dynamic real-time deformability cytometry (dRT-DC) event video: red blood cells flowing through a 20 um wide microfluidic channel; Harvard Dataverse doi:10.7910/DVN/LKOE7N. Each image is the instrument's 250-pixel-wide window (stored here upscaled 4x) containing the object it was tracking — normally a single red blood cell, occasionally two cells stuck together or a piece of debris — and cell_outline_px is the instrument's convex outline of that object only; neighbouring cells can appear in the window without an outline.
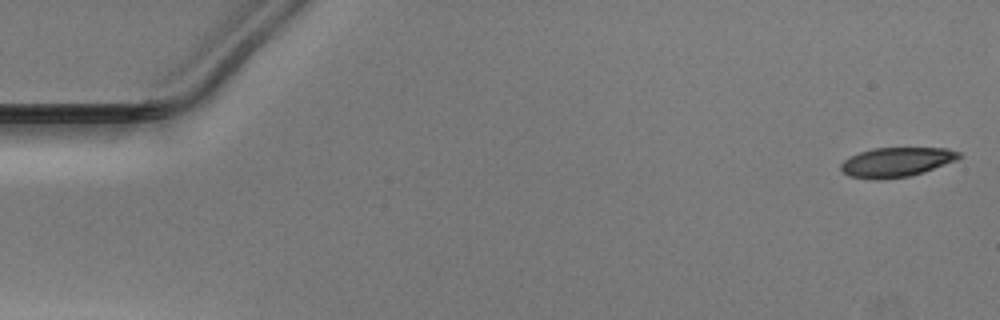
{"species": "Egyptian fruit bat (a non-hibernating species)", "species_latin": "Rousettus aegyptiacus", "temperature_condition": "warm", "stored_images_in_passage": 51, "camera_frame_rate_fps": 3000, "um_per_image_px": 0.085, "animal": {"sex": "male"}, "frame": {"image": 1, "passage_image": 1, "time_ms": 0.0, "image_size_px": [1000, 320], "cell_outline_px": [[964, 156], [956, 160], [924, 172], [908, 176], [848, 176], [840, 168], [840, 164], [844, 160], [860, 152], [872, 148], [948, 148], [960, 152]], "centroid_in_image_um": [76.29, 13.72], "position_along_channel_um": 8.7, "area_um2": 19.42}}
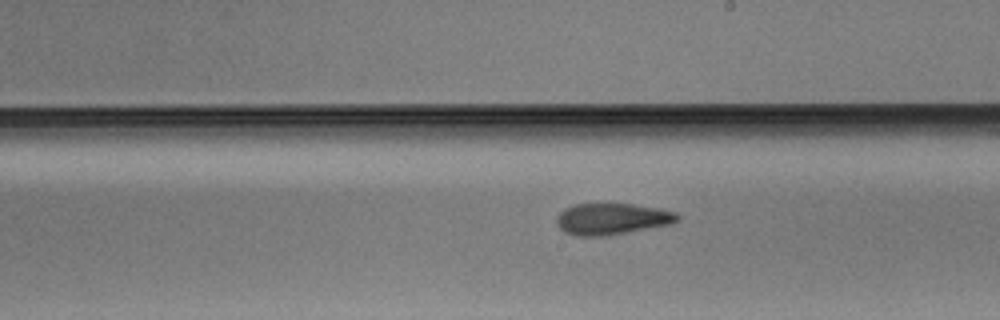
{"frame": {"image": 2, "passage_image": 29, "time_ms": 9.333, "image_size_px": [1000, 320], "cell_outline_px": [[680, 220], [672, 224], [608, 236], [576, 236], [564, 232], [556, 224], [556, 216], [564, 208], [576, 204], [632, 204], [656, 208], [676, 212], [680, 216]], "centroid_in_image_um": [52.01, 18.62], "position_along_channel_um": 237.0, "area_um2": 22.31}}
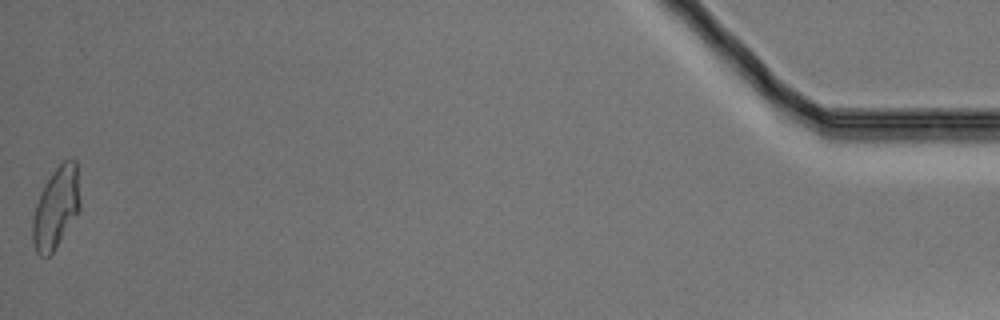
{"frame": {"image": 3, "passage_image": 51, "time_ms": 16.667, "image_size_px": [1000, 320], "cell_outline_px": [[80, 208], [52, 252], [48, 256], [40, 256], [36, 252], [32, 240], [32, 216], [36, 204], [52, 172], [64, 160], [76, 160], [80, 200]], "centroid_in_image_um": [4.75, 17.66], "position_along_channel_um": 430.5, "area_um2": 21.85}}